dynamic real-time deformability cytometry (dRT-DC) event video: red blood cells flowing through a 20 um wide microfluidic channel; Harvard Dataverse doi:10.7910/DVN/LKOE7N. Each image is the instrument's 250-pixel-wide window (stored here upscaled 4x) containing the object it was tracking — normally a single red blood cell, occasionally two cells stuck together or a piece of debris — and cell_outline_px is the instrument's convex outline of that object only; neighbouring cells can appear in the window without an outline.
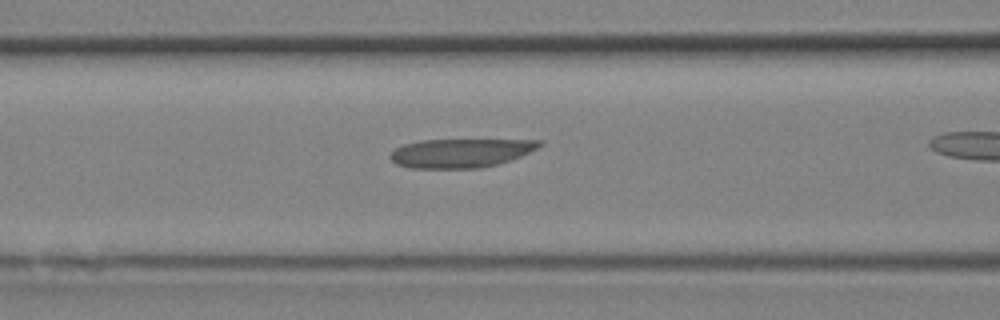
{"species": "Egyptian fruit bat (a non-hibernating species)", "species_latin": "Rousettus aegyptiacus", "temperature_condition": "room temperature", "stored_images_in_passage": 7, "camera_frame_rate_fps": 3000, "um_per_image_px": 0.085, "animal": {"sex": "female"}, "frame": {"image": 1, "passage_image": 4, "time_ms": 1.0, "image_size_px": [1000, 320], "cell_outline_px": [[544, 144], [512, 160], [480, 168], [412, 168], [396, 164], [388, 156], [396, 148], [404, 144], [420, 140], [544, 140]], "centroid_in_image_um": [39.15, 13.0], "position_along_channel_um": 127.4, "area_um2": 24.97}}
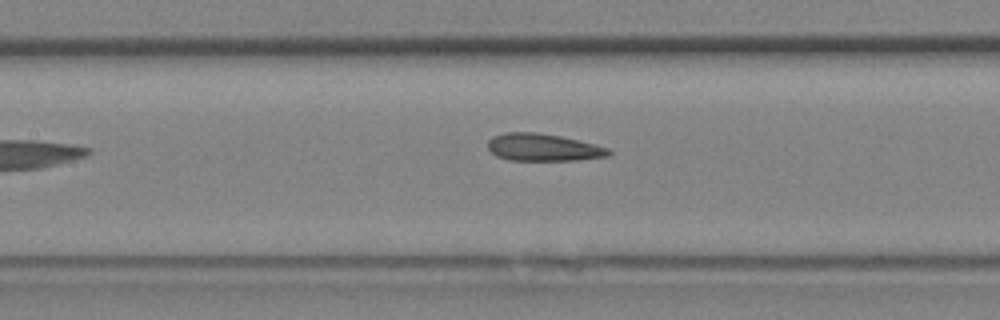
{"frame": {"image": 2, "passage_image": 7, "time_ms": 2.0, "image_size_px": [1000, 320], "cell_outline_px": [[612, 152], [608, 156], [580, 160], [508, 160], [496, 156], [488, 148], [488, 140], [492, 136], [504, 132], [536, 132], [560, 136], [608, 148]], "centroid_in_image_um": [46.13, 12.53], "position_along_channel_um": 161.3, "area_um2": 19.19}}